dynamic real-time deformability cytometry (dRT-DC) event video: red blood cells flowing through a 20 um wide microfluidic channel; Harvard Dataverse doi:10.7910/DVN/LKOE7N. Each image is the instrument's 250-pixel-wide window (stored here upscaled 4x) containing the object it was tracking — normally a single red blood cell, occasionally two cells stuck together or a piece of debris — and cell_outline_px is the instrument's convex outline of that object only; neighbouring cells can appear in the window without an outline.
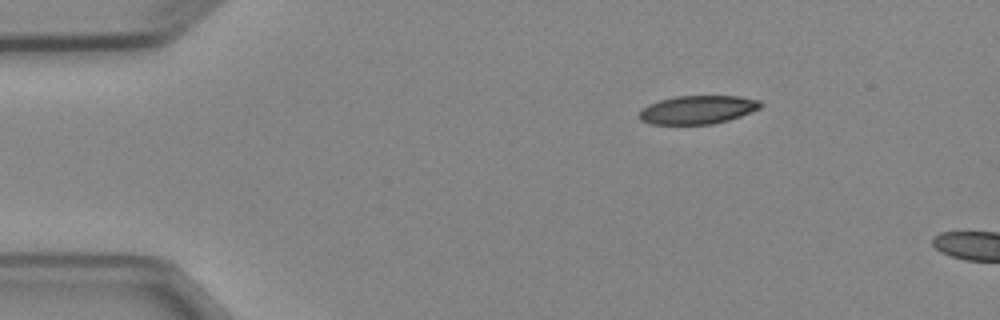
{"species": "Egyptian fruit bat (a non-hibernating species)", "species_latin": "Rousettus aegyptiacus", "temperature_condition": "cold", "stored_images_in_passage": 4, "camera_frame_rate_fps": 3000, "um_per_image_px": 0.085, "animal": {"sex": "female"}, "frame": {"image": 1, "passage_image": 1, "time_ms": 0.0, "image_size_px": [1000, 320], "cell_outline_px": [[764, 104], [760, 108], [740, 116], [728, 120], [712, 124], [652, 124], [640, 120], [640, 112], [648, 104], [660, 100], [676, 96], [740, 96], [760, 100]], "centroid_in_image_um": [59.33, 9.32], "position_along_channel_um": 25.7, "area_um2": 20.0}}
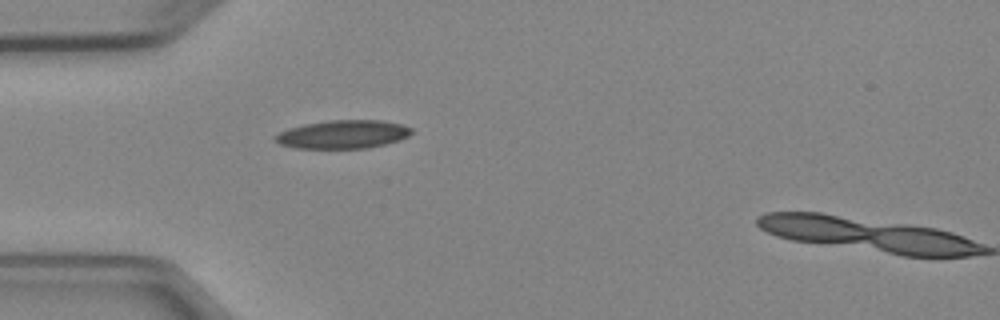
{"frame": {"image": 2, "passage_image": 3, "time_ms": 2.333, "image_size_px": [1000, 320], "cell_outline_px": [[412, 132], [408, 136], [400, 140], [368, 148], [296, 148], [280, 144], [272, 136], [288, 128], [304, 124], [328, 120], [380, 120], [400, 124], [412, 128]], "centroid_in_image_um": [29.14, 11.41], "position_along_channel_um": 55.9, "area_um2": 22.48}}